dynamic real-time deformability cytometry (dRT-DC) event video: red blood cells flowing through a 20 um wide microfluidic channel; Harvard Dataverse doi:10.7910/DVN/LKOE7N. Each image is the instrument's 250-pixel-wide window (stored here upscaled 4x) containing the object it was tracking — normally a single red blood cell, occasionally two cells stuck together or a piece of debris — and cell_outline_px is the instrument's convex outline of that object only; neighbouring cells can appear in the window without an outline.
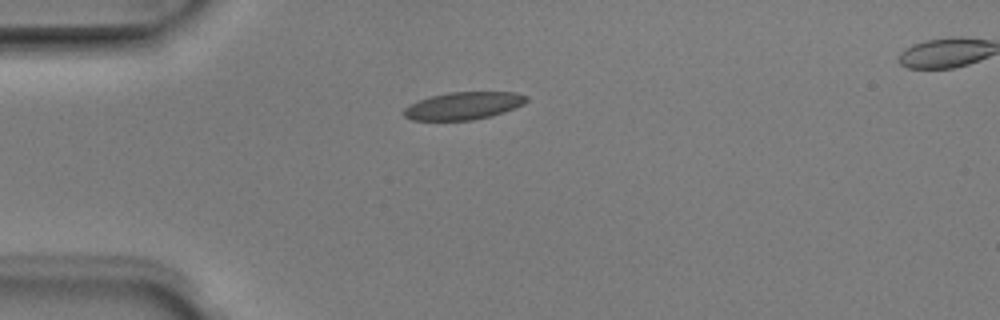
{"species": "Egyptian fruit bat (a non-hibernating species)", "species_latin": "Rousettus aegyptiacus", "temperature_condition": "room temperature", "stored_images_in_passage": 2, "camera_frame_rate_fps": 3000, "um_per_image_px": 0.085, "animal": {"sex": "male"}, "frame": {"image": 1, "passage_image": 1, "time_ms": 0.0, "image_size_px": [1000, 320], "cell_outline_px": [[528, 100], [524, 104], [504, 112], [492, 116], [472, 120], [412, 120], [404, 116], [404, 108], [408, 104], [428, 96], [448, 92], [516, 92], [528, 96]], "centroid_in_image_um": [39.39, 8.98], "position_along_channel_um": 45.6, "area_um2": 19.88}}